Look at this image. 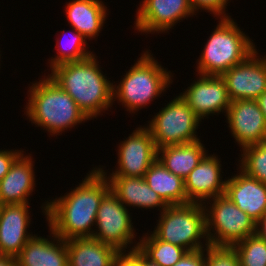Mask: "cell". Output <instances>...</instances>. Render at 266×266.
I'll list each match as a JSON object with an SVG mask.
<instances>
[{
    "label": "cell",
    "instance_id": "cell-28",
    "mask_svg": "<svg viewBox=\"0 0 266 266\" xmlns=\"http://www.w3.org/2000/svg\"><path fill=\"white\" fill-rule=\"evenodd\" d=\"M240 266H266V242L256 234L234 244Z\"/></svg>",
    "mask_w": 266,
    "mask_h": 266
},
{
    "label": "cell",
    "instance_id": "cell-33",
    "mask_svg": "<svg viewBox=\"0 0 266 266\" xmlns=\"http://www.w3.org/2000/svg\"><path fill=\"white\" fill-rule=\"evenodd\" d=\"M123 259L130 266H160L146 258L138 249L123 254Z\"/></svg>",
    "mask_w": 266,
    "mask_h": 266
},
{
    "label": "cell",
    "instance_id": "cell-3",
    "mask_svg": "<svg viewBox=\"0 0 266 266\" xmlns=\"http://www.w3.org/2000/svg\"><path fill=\"white\" fill-rule=\"evenodd\" d=\"M40 77L27 89L28 102L23 115L31 121V125L45 130L49 137H58L90 120L72 97L46 73Z\"/></svg>",
    "mask_w": 266,
    "mask_h": 266
},
{
    "label": "cell",
    "instance_id": "cell-16",
    "mask_svg": "<svg viewBox=\"0 0 266 266\" xmlns=\"http://www.w3.org/2000/svg\"><path fill=\"white\" fill-rule=\"evenodd\" d=\"M30 205H0V255L16 258L27 241L35 235L29 230L33 216L30 214Z\"/></svg>",
    "mask_w": 266,
    "mask_h": 266
},
{
    "label": "cell",
    "instance_id": "cell-20",
    "mask_svg": "<svg viewBox=\"0 0 266 266\" xmlns=\"http://www.w3.org/2000/svg\"><path fill=\"white\" fill-rule=\"evenodd\" d=\"M110 184V190L126 207L134 209H155L160 213L168 205L152 190L144 177L105 176Z\"/></svg>",
    "mask_w": 266,
    "mask_h": 266
},
{
    "label": "cell",
    "instance_id": "cell-35",
    "mask_svg": "<svg viewBox=\"0 0 266 266\" xmlns=\"http://www.w3.org/2000/svg\"><path fill=\"white\" fill-rule=\"evenodd\" d=\"M0 266H18L17 259L11 256L0 255Z\"/></svg>",
    "mask_w": 266,
    "mask_h": 266
},
{
    "label": "cell",
    "instance_id": "cell-18",
    "mask_svg": "<svg viewBox=\"0 0 266 266\" xmlns=\"http://www.w3.org/2000/svg\"><path fill=\"white\" fill-rule=\"evenodd\" d=\"M235 172L227 179L225 194L257 223L266 213V184L247 176L238 167Z\"/></svg>",
    "mask_w": 266,
    "mask_h": 266
},
{
    "label": "cell",
    "instance_id": "cell-22",
    "mask_svg": "<svg viewBox=\"0 0 266 266\" xmlns=\"http://www.w3.org/2000/svg\"><path fill=\"white\" fill-rule=\"evenodd\" d=\"M68 250V266H116L122 259L116 247L93 237L65 240Z\"/></svg>",
    "mask_w": 266,
    "mask_h": 266
},
{
    "label": "cell",
    "instance_id": "cell-38",
    "mask_svg": "<svg viewBox=\"0 0 266 266\" xmlns=\"http://www.w3.org/2000/svg\"><path fill=\"white\" fill-rule=\"evenodd\" d=\"M2 51H0V53H1ZM1 56H2V54H0V61H1ZM0 66H1V63H0ZM1 68V67H0Z\"/></svg>",
    "mask_w": 266,
    "mask_h": 266
},
{
    "label": "cell",
    "instance_id": "cell-14",
    "mask_svg": "<svg viewBox=\"0 0 266 266\" xmlns=\"http://www.w3.org/2000/svg\"><path fill=\"white\" fill-rule=\"evenodd\" d=\"M225 117L229 133L241 149L266 141V119L256 100L231 101Z\"/></svg>",
    "mask_w": 266,
    "mask_h": 266
},
{
    "label": "cell",
    "instance_id": "cell-19",
    "mask_svg": "<svg viewBox=\"0 0 266 266\" xmlns=\"http://www.w3.org/2000/svg\"><path fill=\"white\" fill-rule=\"evenodd\" d=\"M48 229L50 236L35 234L27 241L16 257L18 266H68L66 241Z\"/></svg>",
    "mask_w": 266,
    "mask_h": 266
},
{
    "label": "cell",
    "instance_id": "cell-24",
    "mask_svg": "<svg viewBox=\"0 0 266 266\" xmlns=\"http://www.w3.org/2000/svg\"><path fill=\"white\" fill-rule=\"evenodd\" d=\"M144 178L168 206L189 204L184 180L166 169L158 159L149 167Z\"/></svg>",
    "mask_w": 266,
    "mask_h": 266
},
{
    "label": "cell",
    "instance_id": "cell-11",
    "mask_svg": "<svg viewBox=\"0 0 266 266\" xmlns=\"http://www.w3.org/2000/svg\"><path fill=\"white\" fill-rule=\"evenodd\" d=\"M134 29L143 35L169 34L178 23L196 16L190 0H141Z\"/></svg>",
    "mask_w": 266,
    "mask_h": 266
},
{
    "label": "cell",
    "instance_id": "cell-32",
    "mask_svg": "<svg viewBox=\"0 0 266 266\" xmlns=\"http://www.w3.org/2000/svg\"><path fill=\"white\" fill-rule=\"evenodd\" d=\"M24 150L0 149V180L8 173L12 163Z\"/></svg>",
    "mask_w": 266,
    "mask_h": 266
},
{
    "label": "cell",
    "instance_id": "cell-26",
    "mask_svg": "<svg viewBox=\"0 0 266 266\" xmlns=\"http://www.w3.org/2000/svg\"><path fill=\"white\" fill-rule=\"evenodd\" d=\"M149 231L137 239V249L150 261L160 266H173L188 252L183 247L159 240Z\"/></svg>",
    "mask_w": 266,
    "mask_h": 266
},
{
    "label": "cell",
    "instance_id": "cell-1",
    "mask_svg": "<svg viewBox=\"0 0 266 266\" xmlns=\"http://www.w3.org/2000/svg\"><path fill=\"white\" fill-rule=\"evenodd\" d=\"M90 170L71 191L48 198L40 207L48 227L63 240L92 237L97 210L110 191L104 173L96 166Z\"/></svg>",
    "mask_w": 266,
    "mask_h": 266
},
{
    "label": "cell",
    "instance_id": "cell-30",
    "mask_svg": "<svg viewBox=\"0 0 266 266\" xmlns=\"http://www.w3.org/2000/svg\"><path fill=\"white\" fill-rule=\"evenodd\" d=\"M230 1L231 0H190V4L196 15L204 11L216 18H228L232 17L227 13L228 10H226Z\"/></svg>",
    "mask_w": 266,
    "mask_h": 266
},
{
    "label": "cell",
    "instance_id": "cell-21",
    "mask_svg": "<svg viewBox=\"0 0 266 266\" xmlns=\"http://www.w3.org/2000/svg\"><path fill=\"white\" fill-rule=\"evenodd\" d=\"M102 0H70L65 5L68 25L89 41L98 39L109 14ZM97 37V38H96Z\"/></svg>",
    "mask_w": 266,
    "mask_h": 266
},
{
    "label": "cell",
    "instance_id": "cell-5",
    "mask_svg": "<svg viewBox=\"0 0 266 266\" xmlns=\"http://www.w3.org/2000/svg\"><path fill=\"white\" fill-rule=\"evenodd\" d=\"M215 19L218 24L196 60L195 71L199 75L222 76L257 49L254 41L232 17Z\"/></svg>",
    "mask_w": 266,
    "mask_h": 266
},
{
    "label": "cell",
    "instance_id": "cell-13",
    "mask_svg": "<svg viewBox=\"0 0 266 266\" xmlns=\"http://www.w3.org/2000/svg\"><path fill=\"white\" fill-rule=\"evenodd\" d=\"M258 50L221 76L230 101L256 100L266 91V55L263 57Z\"/></svg>",
    "mask_w": 266,
    "mask_h": 266
},
{
    "label": "cell",
    "instance_id": "cell-10",
    "mask_svg": "<svg viewBox=\"0 0 266 266\" xmlns=\"http://www.w3.org/2000/svg\"><path fill=\"white\" fill-rule=\"evenodd\" d=\"M131 133L117 145L118 159L112 173L111 170H104L106 166H97L105 176L144 177L157 160V147L145 124L139 125Z\"/></svg>",
    "mask_w": 266,
    "mask_h": 266
},
{
    "label": "cell",
    "instance_id": "cell-4",
    "mask_svg": "<svg viewBox=\"0 0 266 266\" xmlns=\"http://www.w3.org/2000/svg\"><path fill=\"white\" fill-rule=\"evenodd\" d=\"M142 52L120 82H113V104L117 101L131 115L162 97L175 75L153 57L150 49Z\"/></svg>",
    "mask_w": 266,
    "mask_h": 266
},
{
    "label": "cell",
    "instance_id": "cell-27",
    "mask_svg": "<svg viewBox=\"0 0 266 266\" xmlns=\"http://www.w3.org/2000/svg\"><path fill=\"white\" fill-rule=\"evenodd\" d=\"M238 168L247 176L266 184V141L240 149Z\"/></svg>",
    "mask_w": 266,
    "mask_h": 266
},
{
    "label": "cell",
    "instance_id": "cell-15",
    "mask_svg": "<svg viewBox=\"0 0 266 266\" xmlns=\"http://www.w3.org/2000/svg\"><path fill=\"white\" fill-rule=\"evenodd\" d=\"M217 155L208 153L184 180L189 203L204 204L216 196L225 194L228 177L223 179V165Z\"/></svg>",
    "mask_w": 266,
    "mask_h": 266
},
{
    "label": "cell",
    "instance_id": "cell-25",
    "mask_svg": "<svg viewBox=\"0 0 266 266\" xmlns=\"http://www.w3.org/2000/svg\"><path fill=\"white\" fill-rule=\"evenodd\" d=\"M61 32L63 39L56 37L57 43L55 44V50L57 53L54 55L55 57L47 59V63H49V65H47L48 68L52 69L53 67L66 62L81 61L95 54L94 51L88 49L89 47H92L88 45V39H86L81 33H78L74 28L70 31L68 30L66 33L65 29Z\"/></svg>",
    "mask_w": 266,
    "mask_h": 266
},
{
    "label": "cell",
    "instance_id": "cell-34",
    "mask_svg": "<svg viewBox=\"0 0 266 266\" xmlns=\"http://www.w3.org/2000/svg\"><path fill=\"white\" fill-rule=\"evenodd\" d=\"M255 234L266 242V213L256 223Z\"/></svg>",
    "mask_w": 266,
    "mask_h": 266
},
{
    "label": "cell",
    "instance_id": "cell-6",
    "mask_svg": "<svg viewBox=\"0 0 266 266\" xmlns=\"http://www.w3.org/2000/svg\"><path fill=\"white\" fill-rule=\"evenodd\" d=\"M159 215L157 224L151 231L159 240L183 247L188 251L210 246L203 204L171 205Z\"/></svg>",
    "mask_w": 266,
    "mask_h": 266
},
{
    "label": "cell",
    "instance_id": "cell-9",
    "mask_svg": "<svg viewBox=\"0 0 266 266\" xmlns=\"http://www.w3.org/2000/svg\"><path fill=\"white\" fill-rule=\"evenodd\" d=\"M129 210L110 190L97 210L92 237L116 247L123 254L137 249L139 242L135 239L138 235Z\"/></svg>",
    "mask_w": 266,
    "mask_h": 266
},
{
    "label": "cell",
    "instance_id": "cell-31",
    "mask_svg": "<svg viewBox=\"0 0 266 266\" xmlns=\"http://www.w3.org/2000/svg\"><path fill=\"white\" fill-rule=\"evenodd\" d=\"M173 266H206V248L195 251H188Z\"/></svg>",
    "mask_w": 266,
    "mask_h": 266
},
{
    "label": "cell",
    "instance_id": "cell-17",
    "mask_svg": "<svg viewBox=\"0 0 266 266\" xmlns=\"http://www.w3.org/2000/svg\"><path fill=\"white\" fill-rule=\"evenodd\" d=\"M27 154L23 151L0 180V205L29 203L36 190L35 162L32 154Z\"/></svg>",
    "mask_w": 266,
    "mask_h": 266
},
{
    "label": "cell",
    "instance_id": "cell-37",
    "mask_svg": "<svg viewBox=\"0 0 266 266\" xmlns=\"http://www.w3.org/2000/svg\"><path fill=\"white\" fill-rule=\"evenodd\" d=\"M116 266H130L124 259H122Z\"/></svg>",
    "mask_w": 266,
    "mask_h": 266
},
{
    "label": "cell",
    "instance_id": "cell-36",
    "mask_svg": "<svg viewBox=\"0 0 266 266\" xmlns=\"http://www.w3.org/2000/svg\"><path fill=\"white\" fill-rule=\"evenodd\" d=\"M259 108L261 109V111L264 114V117L266 119V91L263 92L257 99H256Z\"/></svg>",
    "mask_w": 266,
    "mask_h": 266
},
{
    "label": "cell",
    "instance_id": "cell-12",
    "mask_svg": "<svg viewBox=\"0 0 266 266\" xmlns=\"http://www.w3.org/2000/svg\"><path fill=\"white\" fill-rule=\"evenodd\" d=\"M191 84L179 95L202 121L209 116L224 114L230 106L227 85L221 76L196 74Z\"/></svg>",
    "mask_w": 266,
    "mask_h": 266
},
{
    "label": "cell",
    "instance_id": "cell-2",
    "mask_svg": "<svg viewBox=\"0 0 266 266\" xmlns=\"http://www.w3.org/2000/svg\"><path fill=\"white\" fill-rule=\"evenodd\" d=\"M96 54L74 62L59 64L48 75L90 119H97L113 106V80L104 74Z\"/></svg>",
    "mask_w": 266,
    "mask_h": 266
},
{
    "label": "cell",
    "instance_id": "cell-23",
    "mask_svg": "<svg viewBox=\"0 0 266 266\" xmlns=\"http://www.w3.org/2000/svg\"><path fill=\"white\" fill-rule=\"evenodd\" d=\"M201 141L158 148L157 159L166 169L185 180L208 154Z\"/></svg>",
    "mask_w": 266,
    "mask_h": 266
},
{
    "label": "cell",
    "instance_id": "cell-7",
    "mask_svg": "<svg viewBox=\"0 0 266 266\" xmlns=\"http://www.w3.org/2000/svg\"><path fill=\"white\" fill-rule=\"evenodd\" d=\"M206 233L210 246L232 247L255 234L256 223L226 194L206 201Z\"/></svg>",
    "mask_w": 266,
    "mask_h": 266
},
{
    "label": "cell",
    "instance_id": "cell-8",
    "mask_svg": "<svg viewBox=\"0 0 266 266\" xmlns=\"http://www.w3.org/2000/svg\"><path fill=\"white\" fill-rule=\"evenodd\" d=\"M146 122L157 149L200 140L197 130L202 121L179 94Z\"/></svg>",
    "mask_w": 266,
    "mask_h": 266
},
{
    "label": "cell",
    "instance_id": "cell-29",
    "mask_svg": "<svg viewBox=\"0 0 266 266\" xmlns=\"http://www.w3.org/2000/svg\"><path fill=\"white\" fill-rule=\"evenodd\" d=\"M206 266H240L238 256L232 247L206 248Z\"/></svg>",
    "mask_w": 266,
    "mask_h": 266
}]
</instances>
